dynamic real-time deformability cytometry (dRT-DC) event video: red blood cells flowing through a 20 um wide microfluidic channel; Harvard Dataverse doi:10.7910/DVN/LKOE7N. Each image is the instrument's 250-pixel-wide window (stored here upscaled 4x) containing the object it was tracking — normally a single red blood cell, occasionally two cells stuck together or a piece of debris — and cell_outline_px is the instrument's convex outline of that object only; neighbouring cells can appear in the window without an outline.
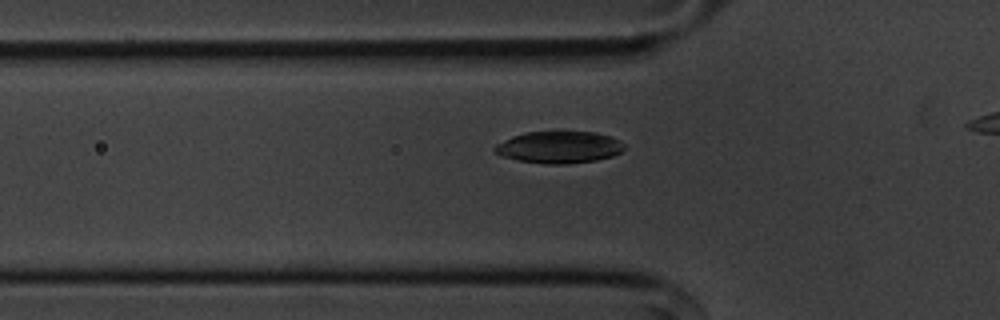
{"species": "common noctule bat (a hibernating species)", "species_latin": "Nyctalus noctula", "temperature_condition": "cold", "stored_images_in_passage": 29, "camera_frame_rate_fps": 3000, "um_per_image_px": 0.085, "animal": {"sex": "male", "body_mass_g": 20.1, "forearm_length_mm": 53.5}, "frame": {"image": 1, "passage_image": 2, "time_ms": 0.333, "image_size_px": [1000, 320], "cell_outline_px": [[624, 148], [620, 152], [612, 156], [596, 160], [568, 164], [548, 164], [520, 160], [500, 156], [492, 148], [496, 144], [512, 136], [524, 132], [596, 132], [612, 136], [620, 140], [624, 144]], "centroid_in_image_um": [47.53, 12.51], "position_along_channel_um": 78.3, "area_um2": 24.1}}
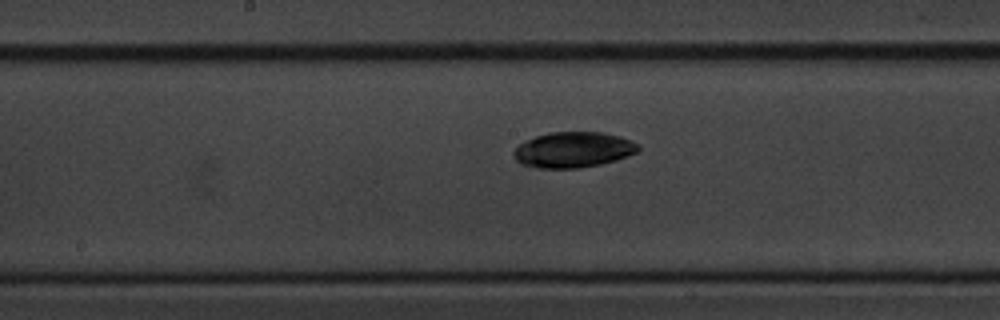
{"frame": {"image": 2, "passage_image": 12, "time_ms": 3.667, "image_size_px": [1000, 320], "cell_outline_px": [[640, 148], [636, 152], [628, 156], [616, 160], [600, 164], [580, 168], [540, 168], [520, 164], [516, 160], [512, 152], [524, 140], [548, 132], [604, 132], [620, 136], [640, 144]], "centroid_in_image_um": [48.73, 12.72], "position_along_channel_um": 199.5, "area_um2": 26.01}}
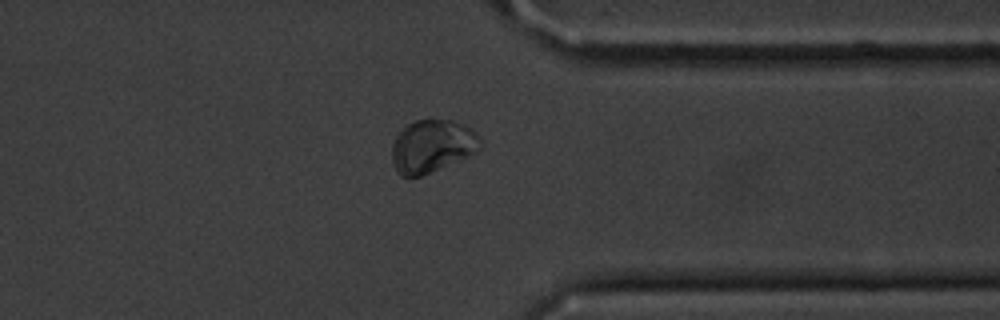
{"frame": {"image": 3, "passage_image": 27, "time_ms": 8.667, "image_size_px": [1000, 320], "cell_outline_px": [[480, 148], [476, 152], [468, 156], [420, 176], [400, 176], [396, 172], [392, 164], [392, 144], [396, 136], [408, 124], [416, 120], [428, 116], [432, 116], [452, 120], [464, 124], [476, 132], [480, 140]], "centroid_in_image_um": [36.71, 12.37], "position_along_channel_um": 374.7, "area_um2": 27.51}}